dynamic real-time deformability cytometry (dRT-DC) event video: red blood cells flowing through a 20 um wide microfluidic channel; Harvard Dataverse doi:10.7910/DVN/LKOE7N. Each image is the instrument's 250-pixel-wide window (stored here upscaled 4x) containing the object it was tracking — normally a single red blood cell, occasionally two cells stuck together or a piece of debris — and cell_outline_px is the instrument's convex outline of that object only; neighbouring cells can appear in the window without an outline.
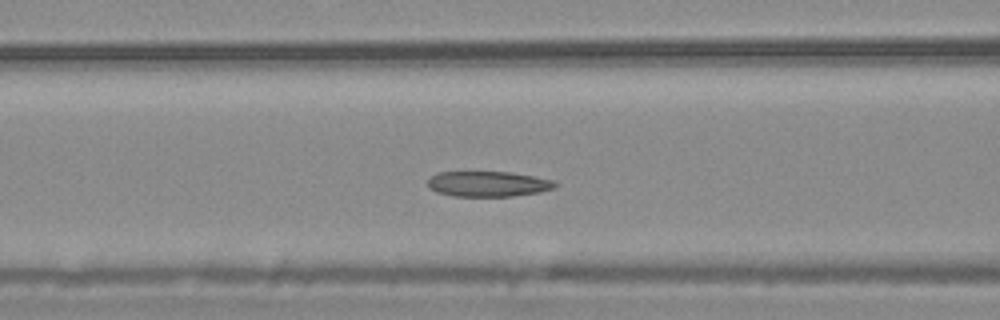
{"species": "common noctule bat (a hibernating species)", "species_latin": "Nyctalus noctula", "temperature_condition": "warm", "stored_images_in_passage": 53, "camera_frame_rate_fps": 3000, "um_per_image_px": 0.085, "animal": {"sex": "male", "body_mass_g": 20.4}, "frame": {"image": 1, "passage_image": 21, "time_ms": 6.667, "image_size_px": [1000, 320], "cell_outline_px": [[560, 184], [552, 188], [540, 192], [512, 196], [452, 196], [436, 192], [428, 188], [428, 180], [432, 176], [440, 172], [508, 172], [556, 180]], "centroid_in_image_um": [41.5, 15.64], "position_along_channel_um": 125.1, "area_um2": 18.84}}
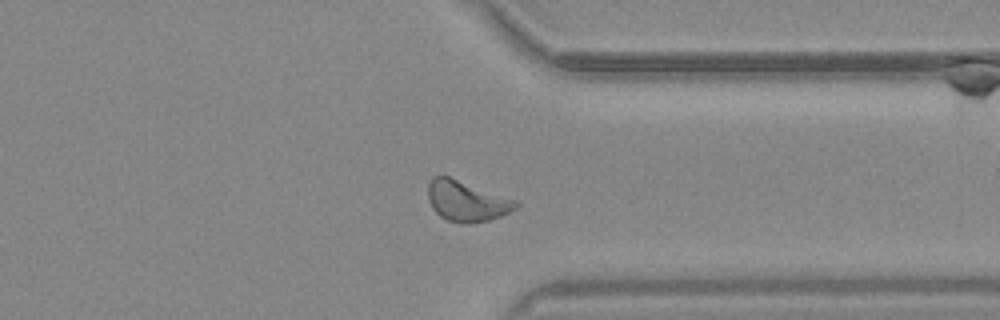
{"frame": {"image": 2, "passage_image": 41, "time_ms": 13.333, "image_size_px": [1000, 320], "cell_outline_px": [[520, 204], [516, 208], [500, 216], [488, 220], [464, 224], [460, 224], [448, 220], [440, 216], [432, 208], [428, 200], [428, 184], [432, 176], [448, 176], [516, 200]], "centroid_in_image_um": [39.63, 17.09], "position_along_channel_um": 371.8, "area_um2": 20.58}}
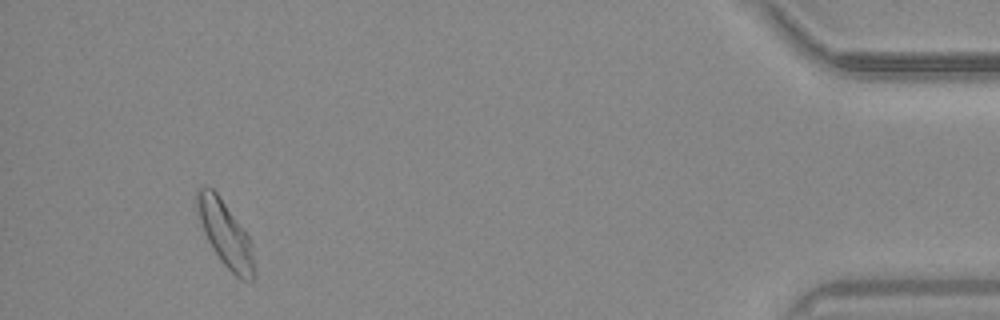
{"frame": {"image": 3, "passage_image": 50, "time_ms": 16.333, "image_size_px": [1000, 320], "cell_outline_px": [[252, 280], [240, 280], [220, 260], [208, 240], [200, 224], [196, 208], [196, 188], [212, 188], [216, 192], [248, 236], [252, 244]], "centroid_in_image_um": [19.1, 19.85], "position_along_channel_um": 416.1, "area_um2": 20.98}, "authors_computed_cell_mechanics": {"area_um2": 20.519, "velocity_mm_per_s": 3.7245, "shape_relaxation_time_tau1_ms": null, "shape_relaxation_time_tau2_ms": 4.2897, "deformation_change_tau1": null, "deformation_change_tau2": 0.1018}}